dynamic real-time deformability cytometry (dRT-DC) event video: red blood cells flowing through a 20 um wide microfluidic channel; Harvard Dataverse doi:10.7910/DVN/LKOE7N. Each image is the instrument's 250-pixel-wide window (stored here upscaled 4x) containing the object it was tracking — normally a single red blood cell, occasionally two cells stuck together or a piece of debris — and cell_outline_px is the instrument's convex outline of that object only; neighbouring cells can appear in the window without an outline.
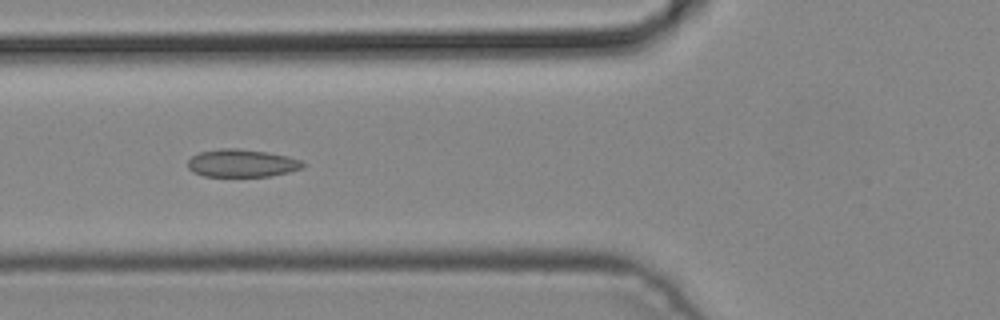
{"species": "common noctule bat (a hibernating species)", "species_latin": "Nyctalus noctula", "temperature_condition": "cold", "stored_images_in_passage": 5, "camera_frame_rate_fps": 3000, "um_per_image_px": 0.085, "animal": {"sex": "male", "body_mass_g": 19.2, "forearm_length_mm": 51.8}, "frame": {"image": 1, "passage_image": 5, "time_ms": 1.333, "image_size_px": [1000, 320], "cell_outline_px": [[304, 168], [272, 176], [204, 176], [192, 172], [188, 168], [188, 160], [192, 156], [200, 152], [220, 148], [236, 148], [268, 152], [288, 156], [300, 160], [304, 164]], "centroid_in_image_um": [20.55, 13.87], "position_along_channel_um": 105.2, "area_um2": 18.67}}